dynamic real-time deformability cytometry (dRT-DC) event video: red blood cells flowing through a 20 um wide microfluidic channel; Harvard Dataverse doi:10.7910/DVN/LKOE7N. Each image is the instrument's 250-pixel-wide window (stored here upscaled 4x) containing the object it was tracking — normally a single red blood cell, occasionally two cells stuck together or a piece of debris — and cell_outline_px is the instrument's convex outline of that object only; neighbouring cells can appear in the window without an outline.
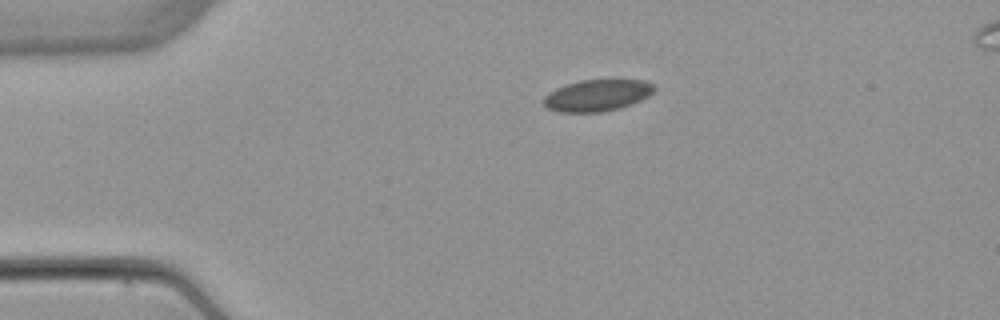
{"species": "common noctule bat (a hibernating species)", "species_latin": "Nyctalus noctula", "temperature_condition": "warm", "stored_images_in_passage": 3, "camera_frame_rate_fps": 3000, "um_per_image_px": 0.085, "animal": {"sex": "female", "body_mass_g": 22.7, "forearm_length_mm": 54.2}, "frame": {"image": 1, "passage_image": 3, "time_ms": 3.333, "image_size_px": [1000, 320], "cell_outline_px": [[656, 88], [648, 96], [632, 104], [620, 108], [604, 112], [560, 112], [548, 108], [544, 104], [544, 96], [548, 92], [564, 84], [580, 80], [612, 76], [644, 80], [652, 84]], "centroid_in_image_um": [50.8, 8.04], "position_along_channel_um": 34.2, "area_um2": 21.33}}